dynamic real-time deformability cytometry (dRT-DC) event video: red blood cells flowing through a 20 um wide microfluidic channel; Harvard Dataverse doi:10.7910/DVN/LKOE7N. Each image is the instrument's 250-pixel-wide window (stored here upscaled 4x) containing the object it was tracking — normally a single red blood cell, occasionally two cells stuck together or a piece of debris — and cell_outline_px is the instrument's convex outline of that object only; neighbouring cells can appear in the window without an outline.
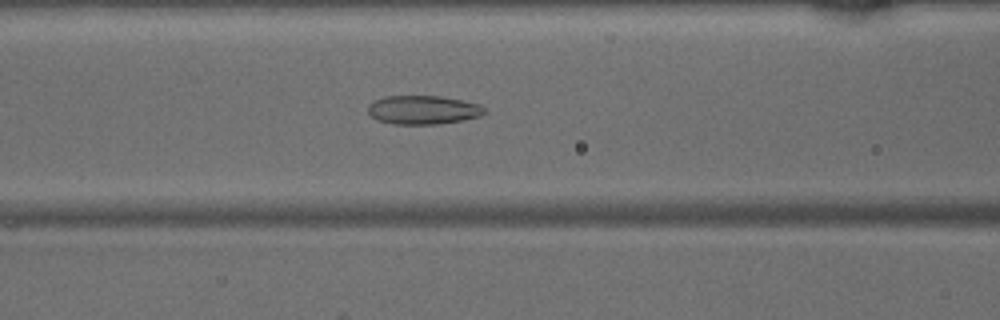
{"species": "common noctule bat (a hibernating species)", "species_latin": "Nyctalus noctula", "temperature_condition": "warm", "stored_images_in_passage": 46, "camera_frame_rate_fps": 3000, "um_per_image_px": 0.085, "animal": {"sex": "male", "body_mass_g": 15.6}, "frame": {"image": 1, "passage_image": 18, "time_ms": 5.667, "image_size_px": [1000, 320], "cell_outline_px": [[484, 112], [480, 116], [464, 120], [436, 124], [396, 124], [376, 120], [368, 112], [368, 104], [384, 96], [440, 96], [464, 100], [480, 104], [484, 108]], "centroid_in_image_um": [35.96, 9.33], "position_along_channel_um": 130.6, "area_um2": 19.54}}
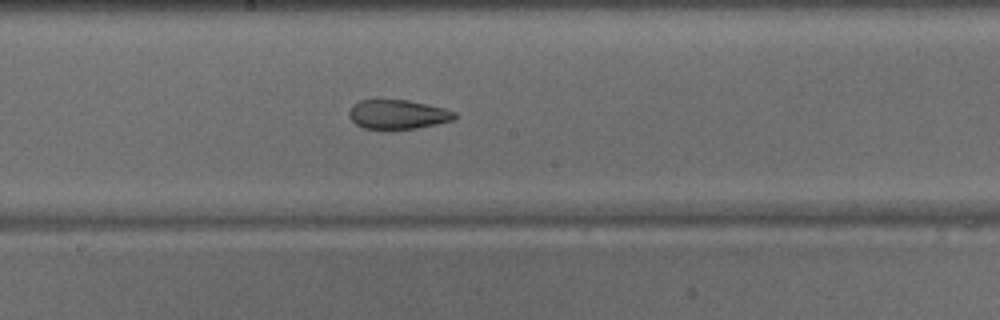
{"frame": {"image": 2, "passage_image": 24, "time_ms": 7.667, "image_size_px": [1000, 320], "cell_outline_px": [[456, 116], [452, 120], [436, 124], [416, 128], [364, 128], [356, 124], [348, 116], [348, 112], [352, 104], [360, 100], [408, 100], [444, 108], [456, 112]], "centroid_in_image_um": [33.79, 9.71], "position_along_channel_um": 214.4, "area_um2": 17.74}}
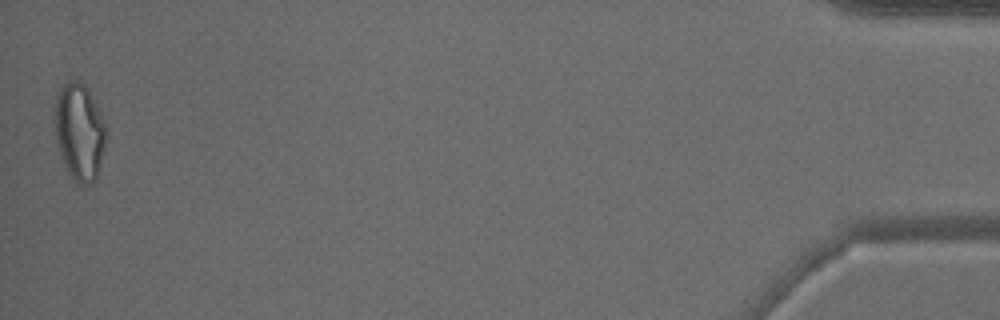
{"frame": {"image": 3, "passage_image": 46, "time_ms": 15.0, "image_size_px": [1000, 320], "cell_outline_px": [[108, 132], [100, 164], [96, 176], [88, 184], [80, 184], [68, 176], [56, 140], [52, 120], [56, 96], [60, 88], [68, 80], [76, 80], [84, 84], [88, 88], [108, 128]], "centroid_in_image_um": [6.73, 11.16], "position_along_channel_um": 428.5, "area_um2": 29.48}}